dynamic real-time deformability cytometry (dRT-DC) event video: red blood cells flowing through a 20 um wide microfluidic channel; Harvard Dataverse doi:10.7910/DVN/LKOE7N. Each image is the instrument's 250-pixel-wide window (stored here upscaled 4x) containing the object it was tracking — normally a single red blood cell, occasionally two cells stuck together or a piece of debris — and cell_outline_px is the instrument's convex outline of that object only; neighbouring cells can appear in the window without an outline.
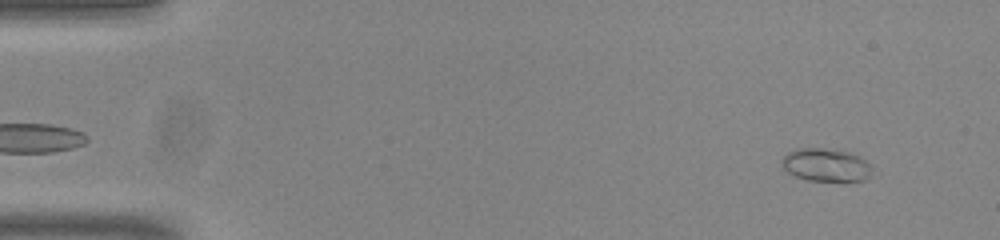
{"species": "common noctule bat (a hibernating species)", "species_latin": "Nyctalus noctula", "temperature_condition": "room temperature", "stored_images_in_passage": 52, "camera_frame_rate_fps": 3000, "um_per_image_px": 0.085, "animal": {"sex": "male", "body_mass_g": 20.0, "forearm_length_mm": 53.3}, "frame": {"image": 1, "passage_image": 3, "time_ms": 0.667, "image_size_px": [1000, 240], "cell_outline_px": [[872, 176], [864, 180], [808, 180], [796, 176], [788, 172], [780, 164], [780, 160], [788, 152], [800, 148], [824, 148], [848, 152], [860, 156], [872, 164]], "centroid_in_image_um": [70.23, 14.01], "position_along_channel_um": 14.8, "area_um2": 17.4}}
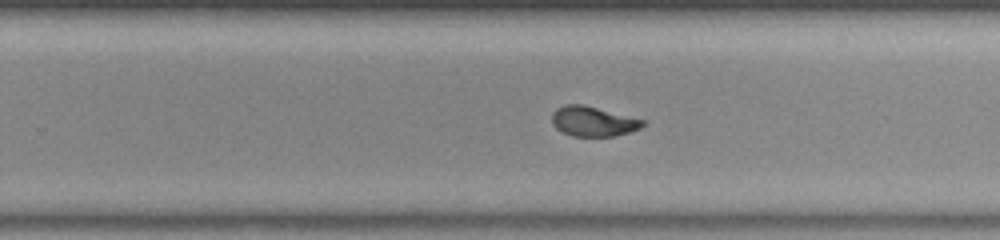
{"frame": {"image": 2, "passage_image": 33, "time_ms": 10.667, "image_size_px": [1000, 240], "cell_outline_px": [[644, 124], [640, 128], [616, 136], [572, 136], [556, 128], [552, 124], [552, 112], [556, 108], [564, 104], [584, 104], [644, 120]], "centroid_in_image_um": [50.37, 10.3], "position_along_channel_um": 279.4, "area_um2": 15.78}}
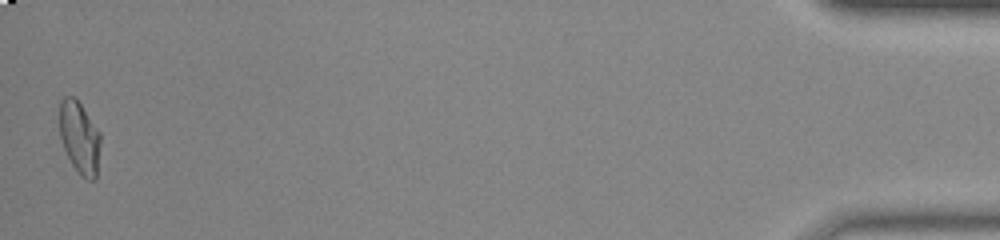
{"frame": {"image": 3, "passage_image": 52, "time_ms": 17.0, "image_size_px": [1000, 240], "cell_outline_px": [[100, 144], [96, 180], [88, 180], [80, 176], [72, 164], [64, 148], [60, 136], [60, 100], [64, 96], [76, 96], [100, 132]], "centroid_in_image_um": [6.77, 11.67], "position_along_channel_um": 428.4, "area_um2": 17.4}, "authors_computed_cell_mechanics": {"area_um2": 16.4441, "velocity_mm_per_s": 3.8199, "shape_relaxation_time_tau1_ms": 9.2856, "shape_relaxation_time_tau2_ms": 1.052, "deformation_change_tau1": 0.2582, "deformation_change_tau2": 0.0597}}